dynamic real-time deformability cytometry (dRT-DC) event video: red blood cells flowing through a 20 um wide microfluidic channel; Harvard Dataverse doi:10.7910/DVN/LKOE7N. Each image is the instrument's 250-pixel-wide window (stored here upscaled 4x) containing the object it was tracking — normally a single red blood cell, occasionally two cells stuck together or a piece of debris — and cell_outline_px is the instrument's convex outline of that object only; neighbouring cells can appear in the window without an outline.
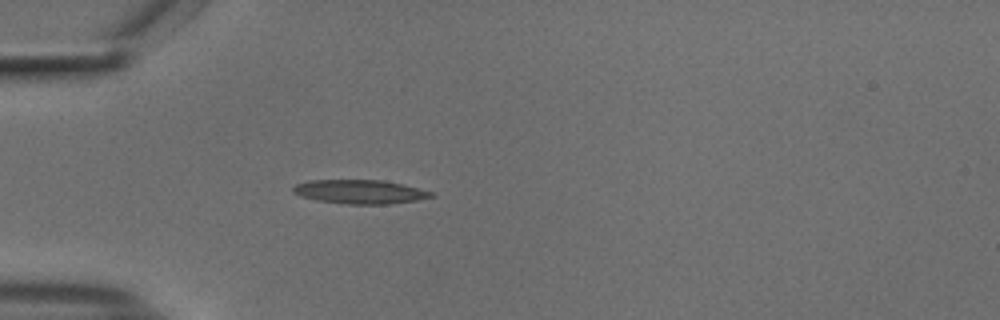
{"species": "common noctule bat (a hibernating species)", "species_latin": "Nyctalus noctula", "temperature_condition": "cold", "stored_images_in_passage": 39, "camera_frame_rate_fps": 3000, "um_per_image_px": 0.085, "animal": {"sex": "male", "body_mass_g": 18.8}, "frame": {"image": 1, "passage_image": 1, "time_ms": 0.0, "image_size_px": [1000, 320], "cell_outline_px": [[436, 196], [416, 200], [388, 204], [348, 204], [316, 200], [300, 196], [292, 192], [292, 188], [296, 184], [308, 180], [380, 180], [400, 184], [432, 192]], "centroid_in_image_um": [30.54, 16.3], "position_along_channel_um": 54.5, "area_um2": 19.07}}
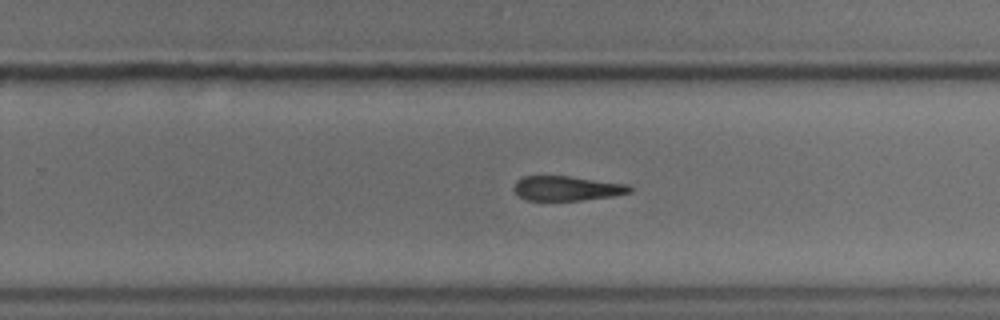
{"frame": {"image": 2, "passage_image": 20, "time_ms": 6.333, "image_size_px": [1000, 320], "cell_outline_px": [[632, 192], [612, 196], [580, 200], [528, 200], [520, 196], [512, 188], [516, 180], [524, 176], [568, 176], [628, 184], [632, 188]], "centroid_in_image_um": [48.18, 16.0], "position_along_channel_um": 281.6, "area_um2": 16.53}}
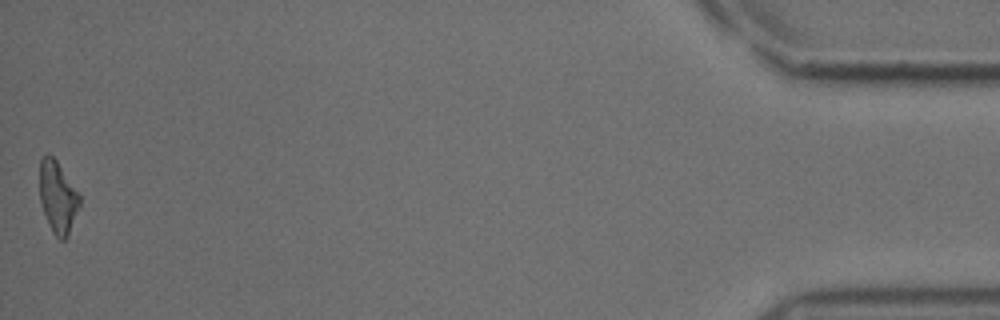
{"frame": {"image": 3, "passage_image": 39, "time_ms": 12.667, "image_size_px": [1000, 320], "cell_outline_px": [[80, 208], [68, 236], [64, 240], [60, 240], [52, 232], [48, 224], [40, 200], [40, 160], [48, 152], [56, 160], [80, 196]], "centroid_in_image_um": [4.92, 16.79], "position_along_channel_um": 430.3, "area_um2": 16.65}}